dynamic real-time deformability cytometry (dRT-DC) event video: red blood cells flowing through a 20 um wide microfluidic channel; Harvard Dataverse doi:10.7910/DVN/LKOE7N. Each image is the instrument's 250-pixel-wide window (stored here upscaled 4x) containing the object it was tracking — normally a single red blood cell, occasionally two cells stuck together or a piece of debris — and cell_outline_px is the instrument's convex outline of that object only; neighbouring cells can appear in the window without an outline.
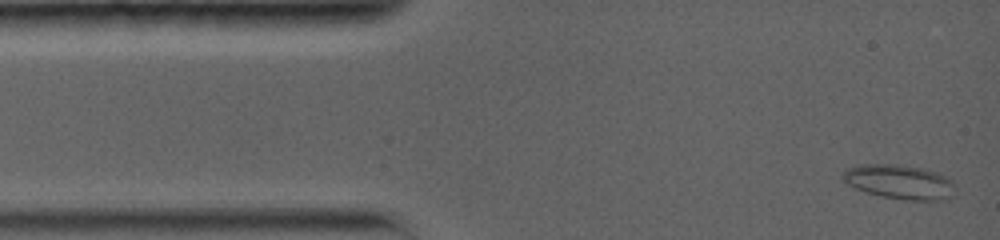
{"species": "common noctule bat (a hibernating species)", "species_latin": "Nyctalus noctula", "temperature_condition": "warm", "stored_images_in_passage": 4, "camera_frame_rate_fps": 5000, "um_per_image_px": 0.085, "animal": {"sex": "female", "body_mass_g": 19.0, "forearm_length_mm": 56.7}, "frame": {"image": 1, "passage_image": 1, "time_ms": 0.0, "image_size_px": [1000, 240], "cell_outline_px": [[956, 188], [952, 196], [940, 200], [904, 200], [880, 196], [856, 188], [848, 184], [840, 176], [848, 168], [868, 164], [876, 164], [920, 168], [948, 176], [952, 180]], "centroid_in_image_um": [76.5, 15.49], "position_along_channel_um": 8.5, "area_um2": 22.08}}
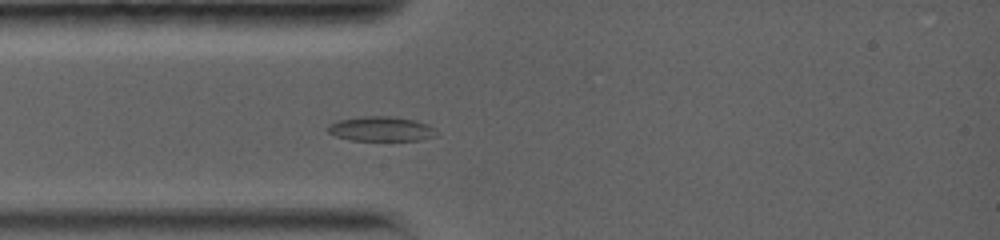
{"frame": {"image": 2, "passage_image": 4, "time_ms": 3.0, "image_size_px": [1000, 240], "cell_outline_px": [[436, 136], [420, 140], [352, 140], [336, 136], [328, 132], [328, 124], [336, 120], [360, 116], [388, 116], [416, 120], [432, 128]], "centroid_in_image_um": [32.32, 10.95], "position_along_channel_um": 52.7, "area_um2": 15.43}}